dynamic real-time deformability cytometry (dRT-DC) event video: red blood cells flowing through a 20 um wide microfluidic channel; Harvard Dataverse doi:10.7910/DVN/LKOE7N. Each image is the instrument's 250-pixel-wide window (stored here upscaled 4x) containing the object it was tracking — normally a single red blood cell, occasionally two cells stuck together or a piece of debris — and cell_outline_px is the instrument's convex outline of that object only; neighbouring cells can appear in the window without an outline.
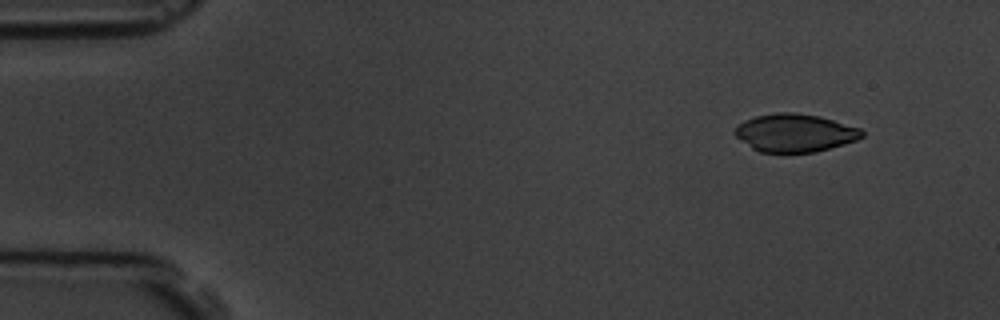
{"species": "common noctule bat (a hibernating species)", "species_latin": "Nyctalus noctula", "temperature_condition": "room temperature", "stored_images_in_passage": 4, "camera_frame_rate_fps": 3000, "um_per_image_px": 0.085, "animal": {"sex": "male", "body_mass_g": 19.5, "forearm_length_mm": 54.6}, "frame": {"image": 1, "passage_image": 1, "time_ms": 0.0, "image_size_px": [1000, 320], "cell_outline_px": [[864, 136], [856, 140], [844, 144], [816, 152], [760, 152], [752, 148], [736, 136], [732, 132], [744, 120], [756, 116], [780, 112], [796, 112], [820, 116], [860, 128], [864, 132]], "centroid_in_image_um": [67.58, 11.29], "position_along_channel_um": 17.4, "area_um2": 28.03}}